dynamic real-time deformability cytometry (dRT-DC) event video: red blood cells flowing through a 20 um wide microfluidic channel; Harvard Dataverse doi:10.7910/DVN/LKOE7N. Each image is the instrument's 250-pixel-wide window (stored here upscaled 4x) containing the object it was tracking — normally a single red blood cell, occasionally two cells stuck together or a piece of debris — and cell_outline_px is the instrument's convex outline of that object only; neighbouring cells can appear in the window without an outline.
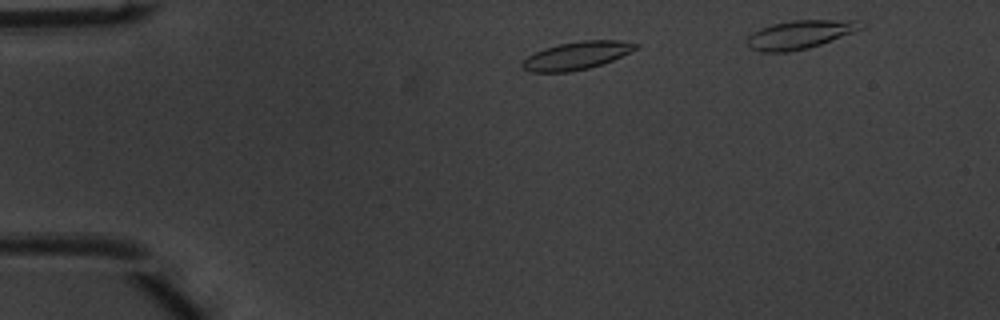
{"species": "common noctule bat (a hibernating species)", "species_latin": "Nyctalus noctula", "temperature_condition": "warm", "stored_images_in_passage": 38, "camera_frame_rate_fps": 3000, "um_per_image_px": 0.085, "animal": {"sex": "male", "body_mass_g": 20.1, "forearm_length_mm": 53.5}, "frame": {"image": 1, "passage_image": 4, "time_ms": 1.0, "image_size_px": [1000, 320], "cell_outline_px": [[640, 44], [636, 48], [612, 60], [588, 68], [568, 72], [528, 72], [520, 64], [528, 56], [544, 48], [560, 44], [580, 40], [620, 40]], "centroid_in_image_um": [48.99, 4.72], "position_along_channel_um": 36.0, "area_um2": 18.15}}
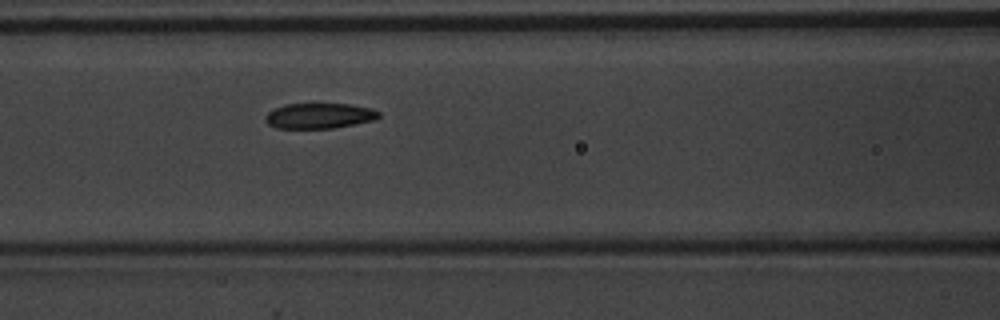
{"frame": {"image": 2, "passage_image": 15, "time_ms": 4.667, "image_size_px": [1000, 320], "cell_outline_px": [[380, 116], [376, 120], [356, 124], [332, 128], [276, 128], [268, 124], [264, 120], [264, 116], [268, 112], [284, 104], [348, 104], [372, 108], [380, 112]], "centroid_in_image_um": [27.15, 9.84], "position_along_channel_um": 139.4, "area_um2": 16.88}}
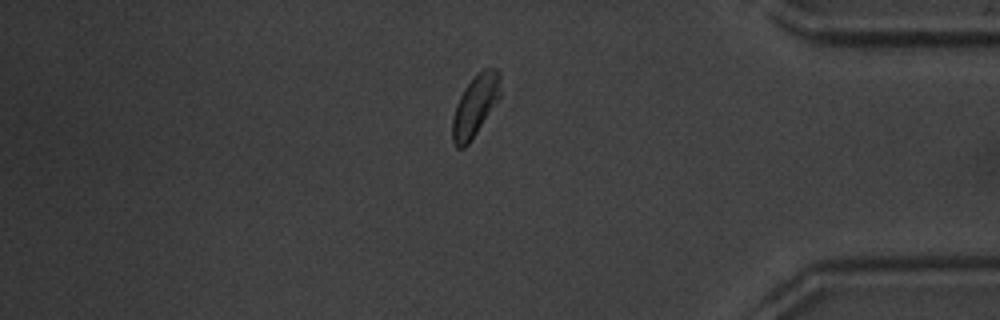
{"frame": {"image": 3, "passage_image": 36, "time_ms": 11.667, "image_size_px": [1000, 320], "cell_outline_px": [[500, 96], [472, 140], [464, 148], [456, 148], [452, 140], [452, 116], [456, 104], [464, 88], [484, 68], [496, 68], [500, 72]], "centroid_in_image_um": [40.37, 9.01], "position_along_channel_um": 394.8, "area_um2": 16.99}}